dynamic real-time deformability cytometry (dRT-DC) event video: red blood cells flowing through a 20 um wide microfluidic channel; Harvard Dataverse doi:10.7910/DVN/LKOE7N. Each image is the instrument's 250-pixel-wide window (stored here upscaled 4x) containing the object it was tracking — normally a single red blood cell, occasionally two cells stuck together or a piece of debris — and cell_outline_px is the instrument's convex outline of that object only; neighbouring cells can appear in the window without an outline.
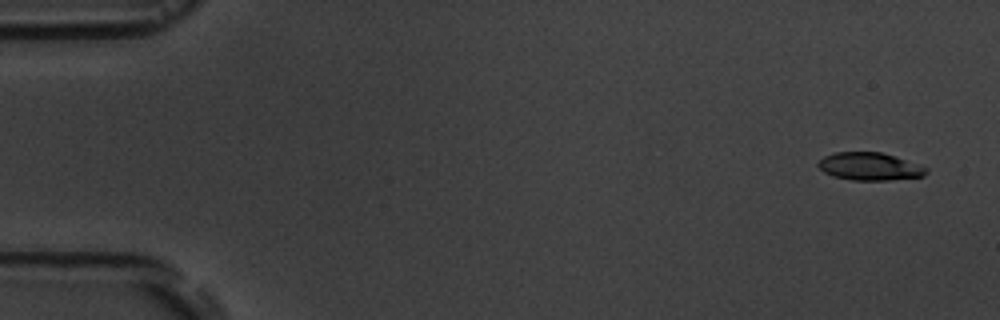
{"species": "common noctule bat (a hibernating species)", "species_latin": "Nyctalus noctula", "temperature_condition": "room temperature", "stored_images_in_passage": 5, "camera_frame_rate_fps": 3000, "um_per_image_px": 0.085, "animal": {"sex": "male", "body_mass_g": 19.5, "forearm_length_mm": 54.6}, "frame": {"image": 1, "passage_image": 1, "time_ms": 0.0, "image_size_px": [1000, 320], "cell_outline_px": [[928, 172], [924, 176], [888, 180], [852, 180], [832, 176], [824, 172], [816, 164], [824, 156], [836, 152], [880, 152], [928, 168]], "centroid_in_image_um": [73.88, 14.16], "position_along_channel_um": 11.1, "area_um2": 17.22}}
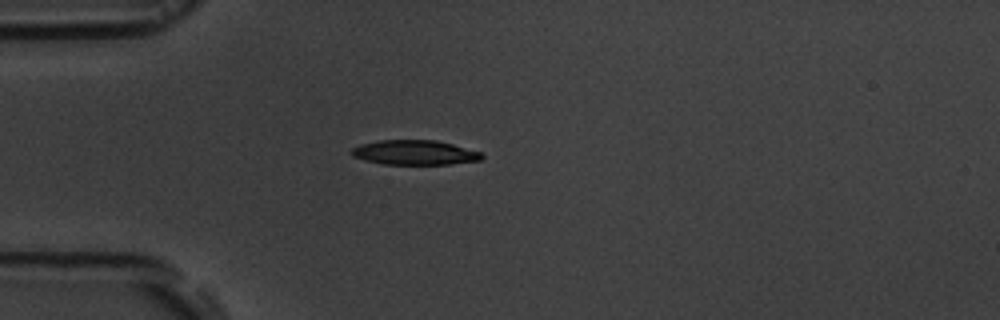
{"frame": {"image": 2, "passage_image": 4, "time_ms": 4.333, "image_size_px": [1000, 320], "cell_outline_px": [[484, 156], [480, 160], [448, 164], [384, 164], [364, 160], [352, 156], [352, 148], [360, 144], [380, 140], [436, 140], [452, 144], [480, 152]], "centroid_in_image_um": [35.22, 12.96], "position_along_channel_um": 49.8, "area_um2": 18.55}}